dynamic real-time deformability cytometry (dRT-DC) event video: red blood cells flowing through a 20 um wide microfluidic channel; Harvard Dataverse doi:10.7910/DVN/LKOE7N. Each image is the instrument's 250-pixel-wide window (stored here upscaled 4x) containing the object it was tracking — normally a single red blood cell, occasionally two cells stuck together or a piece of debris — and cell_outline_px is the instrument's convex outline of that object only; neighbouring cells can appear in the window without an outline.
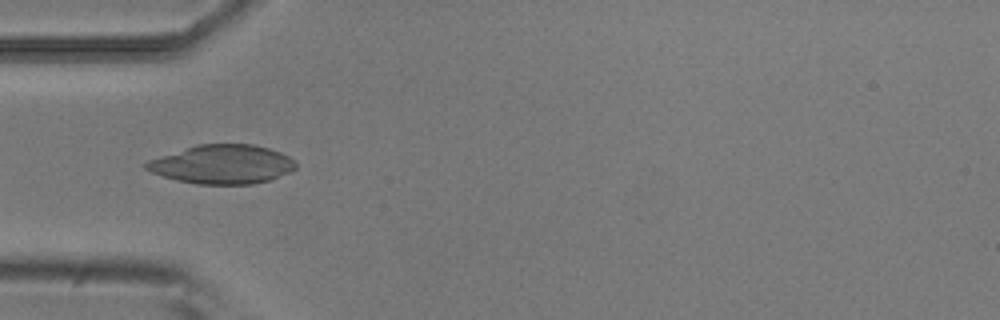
{"species": "common noctule bat (a hibernating species)", "species_latin": "Nyctalus noctula", "temperature_condition": "room temperature", "stored_images_in_passage": 4, "camera_frame_rate_fps": 3000, "um_per_image_px": 0.085, "animal": {"sex": "male", "body_mass_g": 20.5, "forearm_length_mm": 52.5}, "frame": {"image": 1, "passage_image": 4, "time_ms": 1.0, "image_size_px": [1000, 320], "cell_outline_px": [[296, 168], [272, 180], [252, 184], [196, 184], [176, 180], [152, 172], [144, 168], [144, 164], [148, 160], [196, 144], [252, 144], [268, 148], [280, 152], [288, 156], [296, 164]], "centroid_in_image_um": [18.88, 13.97], "position_along_channel_um": 66.1, "area_um2": 33.87}}